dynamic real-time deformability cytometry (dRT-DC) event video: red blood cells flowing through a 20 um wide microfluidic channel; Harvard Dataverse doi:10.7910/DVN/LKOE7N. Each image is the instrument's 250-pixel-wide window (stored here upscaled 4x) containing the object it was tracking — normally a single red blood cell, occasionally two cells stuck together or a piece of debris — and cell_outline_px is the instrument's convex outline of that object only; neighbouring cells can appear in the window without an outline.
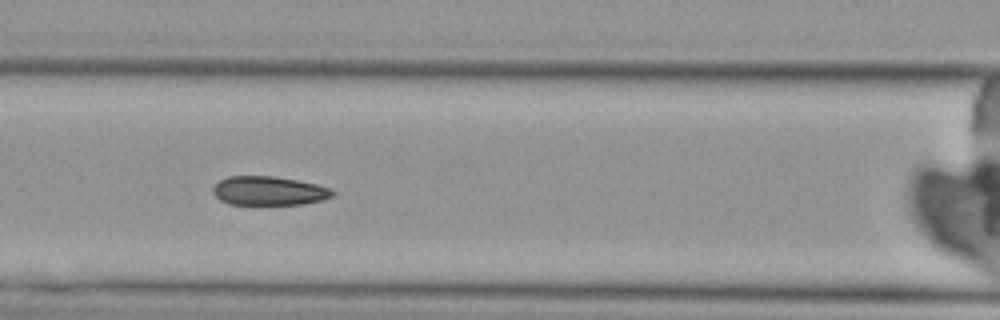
{"species": "Egyptian fruit bat (a non-hibernating species)", "species_latin": "Rousettus aegyptiacus", "temperature_condition": "cold", "stored_images_in_passage": 9, "camera_frame_rate_fps": 3000, "um_per_image_px": 0.085, "animal": {"sex": "female"}, "frame": {"image": 1, "passage_image": 7, "time_ms": 6.667, "image_size_px": [1000, 320], "cell_outline_px": [[336, 192], [332, 196], [320, 200], [304, 204], [228, 204], [220, 200], [212, 192], [212, 188], [220, 180], [228, 176], [272, 176], [296, 180], [316, 184], [328, 188]], "centroid_in_image_um": [22.82, 16.22], "position_along_channel_um": 143.8, "area_um2": 20.0}}
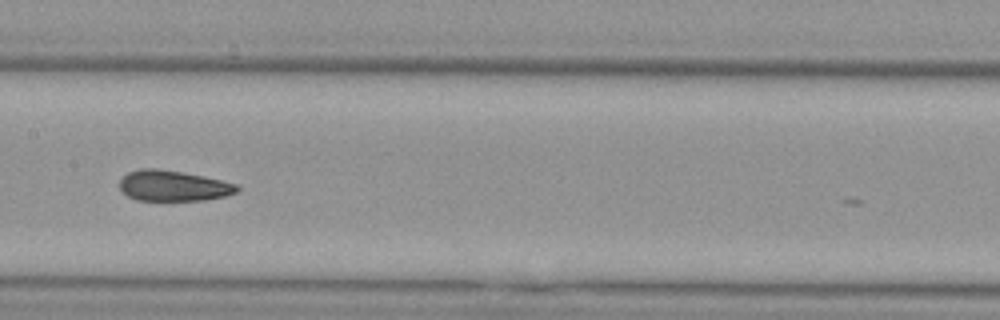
{"frame": {"image": 2, "passage_image": 8, "time_ms": 8.0, "image_size_px": [1000, 320], "cell_outline_px": [[240, 188], [236, 192], [224, 196], [204, 200], [136, 200], [128, 196], [120, 188], [120, 180], [128, 172], [140, 168], [156, 168], [184, 172], [204, 176], [236, 184]], "centroid_in_image_um": [14.71, 15.78], "position_along_channel_um": 192.7, "area_um2": 20.87}}